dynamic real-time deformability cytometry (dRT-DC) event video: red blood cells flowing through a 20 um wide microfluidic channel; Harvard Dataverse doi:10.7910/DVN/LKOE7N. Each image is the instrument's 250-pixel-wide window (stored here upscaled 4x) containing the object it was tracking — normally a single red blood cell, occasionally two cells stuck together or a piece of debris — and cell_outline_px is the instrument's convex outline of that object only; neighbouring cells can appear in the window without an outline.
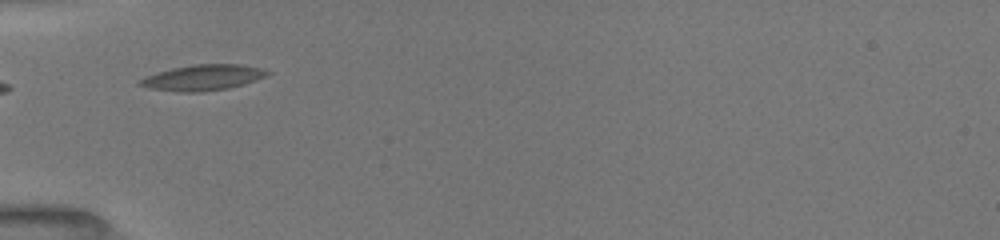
{"species": "common noctule bat (a hibernating species)", "species_latin": "Nyctalus noctula", "temperature_condition": "room temperature", "stored_images_in_passage": 4, "camera_frame_rate_fps": 3000, "um_per_image_px": 0.085, "animal": {"sex": "female", "body_mass_g": 19.5, "forearm_length_mm": 54.1}, "frame": {"image": 1, "passage_image": 1, "time_ms": 0.0, "image_size_px": [1000, 240], "cell_outline_px": [[272, 72], [268, 76], [244, 84], [228, 88], [204, 92], [180, 92], [148, 88], [136, 84], [140, 80], [156, 72], [172, 68], [192, 64], [240, 64], [260, 68]], "centroid_in_image_um": [17.26, 6.59], "position_along_channel_um": 67.7, "area_um2": 19.19}}